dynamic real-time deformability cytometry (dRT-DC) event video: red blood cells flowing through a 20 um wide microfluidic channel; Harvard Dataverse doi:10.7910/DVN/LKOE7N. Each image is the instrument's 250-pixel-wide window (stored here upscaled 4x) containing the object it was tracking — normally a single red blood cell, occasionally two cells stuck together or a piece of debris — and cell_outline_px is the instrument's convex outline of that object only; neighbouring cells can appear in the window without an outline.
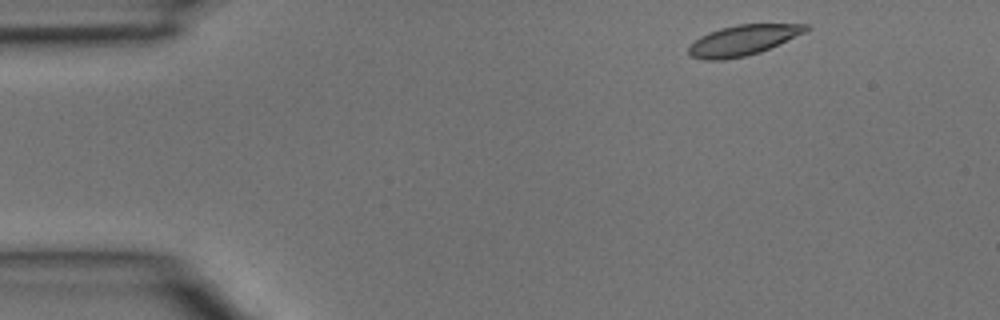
{"species": "common noctule bat (a hibernating species)", "species_latin": "Nyctalus noctula", "temperature_condition": "room temperature", "stored_images_in_passage": 4, "segment_of_instrument_passage": [1, 2], "camera_frame_rate_fps": 3000, "um_per_image_px": 0.085, "animal": {"sex": "male", "body_mass_g": 15.6}, "frame": {"image": 1, "passage_image": 1, "time_ms": 0.0, "image_size_px": [1000, 320], "cell_outline_px": [[808, 28], [804, 32], [760, 52], [744, 56], [724, 60], [704, 60], [692, 56], [688, 52], [688, 48], [700, 36], [708, 32], [720, 28], [736, 24], [808, 24]], "centroid_in_image_um": [63.1, 3.42], "position_along_channel_um": 21.9, "area_um2": 20.4}}
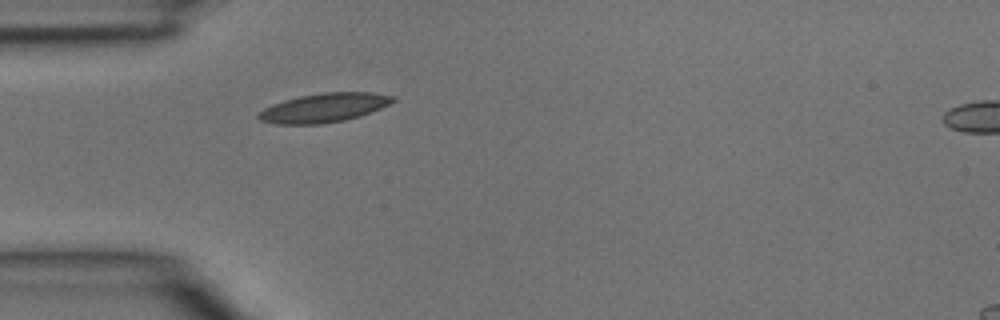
{"frame": {"image": 2, "passage_image": 3, "time_ms": 0.667, "image_size_px": [1000, 320], "cell_outline_px": [[396, 100], [380, 108], [360, 116], [344, 120], [320, 124], [276, 124], [260, 120], [256, 116], [264, 108], [272, 104], [284, 100], [300, 96], [324, 92], [372, 92], [396, 96]], "centroid_in_image_um": [27.54, 9.15], "position_along_channel_um": 57.5, "area_um2": 22.66}}